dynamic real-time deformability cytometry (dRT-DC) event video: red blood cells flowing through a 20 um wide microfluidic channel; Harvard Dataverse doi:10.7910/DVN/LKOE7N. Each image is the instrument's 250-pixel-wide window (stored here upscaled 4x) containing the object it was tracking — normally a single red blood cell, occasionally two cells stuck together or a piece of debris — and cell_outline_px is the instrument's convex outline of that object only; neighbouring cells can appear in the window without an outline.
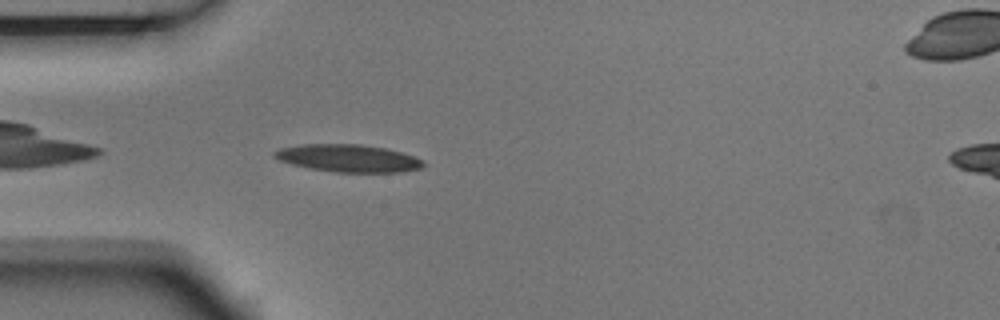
{"species": "Egyptian fruit bat (a non-hibernating species)", "species_latin": "Rousettus aegyptiacus", "temperature_condition": "room temperature", "stored_images_in_passage": 6, "camera_frame_rate_fps": 3000, "um_per_image_px": 0.085, "animal": {"sex": "male"}, "frame": {"image": 1, "passage_image": 5, "time_ms": 1.333, "image_size_px": [1000, 320], "cell_outline_px": [[424, 164], [420, 168], [400, 172], [336, 172], [308, 168], [292, 164], [280, 160], [272, 156], [272, 152], [280, 148], [304, 144], [360, 144], [384, 148], [400, 152], [424, 160]], "centroid_in_image_um": [29.57, 13.45], "position_along_channel_um": 55.4, "area_um2": 23.7}}